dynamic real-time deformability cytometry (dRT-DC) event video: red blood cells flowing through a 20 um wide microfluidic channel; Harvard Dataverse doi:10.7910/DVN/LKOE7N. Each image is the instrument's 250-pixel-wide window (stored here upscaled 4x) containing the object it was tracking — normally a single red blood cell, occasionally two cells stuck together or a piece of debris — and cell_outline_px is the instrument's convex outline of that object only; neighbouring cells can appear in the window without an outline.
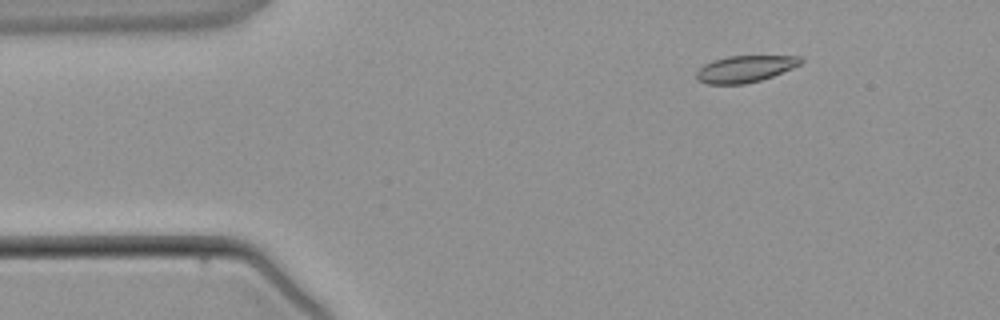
{"species": "common noctule bat (a hibernating species)", "species_latin": "Nyctalus noctula", "temperature_condition": "warm", "stored_images_in_passage": 4, "camera_frame_rate_fps": 3000, "um_per_image_px": 0.085, "animal": {"sex": "male", "body_mass_g": 21.5, "forearm_length_mm": 52.0}, "frame": {"image": 1, "passage_image": 2, "time_ms": 1.0, "image_size_px": [1000, 320], "cell_outline_px": [[804, 60], [800, 64], [792, 68], [772, 76], [760, 80], [744, 84], [708, 84], [696, 80], [696, 72], [704, 64], [712, 60], [728, 56], [800, 56]], "centroid_in_image_um": [63.3, 5.85], "position_along_channel_um": 21.7, "area_um2": 16.18}}
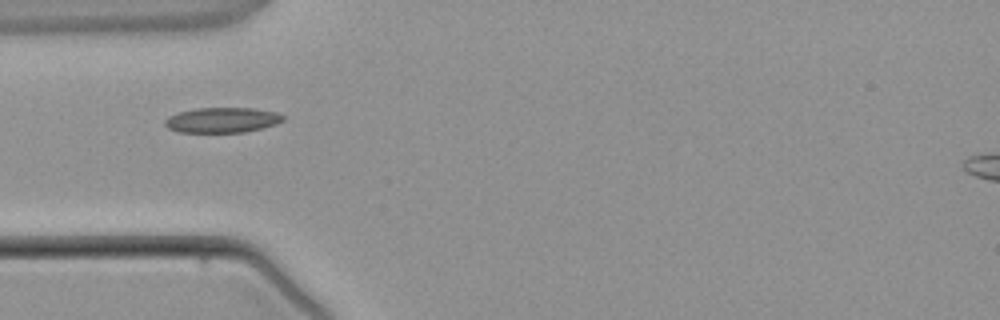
{"frame": {"image": 2, "passage_image": 4, "time_ms": 3.333, "image_size_px": [1000, 320], "cell_outline_px": [[284, 120], [276, 124], [244, 132], [180, 132], [168, 128], [164, 124], [164, 120], [168, 116], [180, 112], [196, 108], [252, 108], [276, 112], [284, 116]], "centroid_in_image_um": [18.87, 10.2], "position_along_channel_um": 66.1, "area_um2": 17.22}}